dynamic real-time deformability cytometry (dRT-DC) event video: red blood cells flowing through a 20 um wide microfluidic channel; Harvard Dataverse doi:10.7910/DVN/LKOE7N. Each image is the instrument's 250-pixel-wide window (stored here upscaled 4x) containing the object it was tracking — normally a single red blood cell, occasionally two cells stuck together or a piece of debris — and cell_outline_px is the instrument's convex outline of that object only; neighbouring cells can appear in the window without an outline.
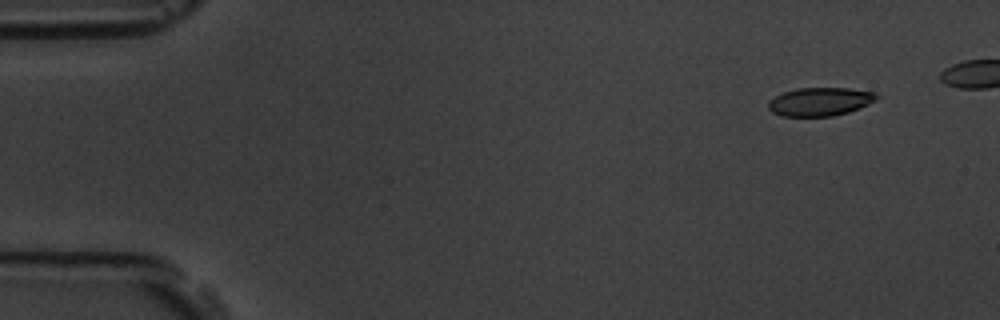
{"species": "common noctule bat (a hibernating species)", "species_latin": "Nyctalus noctula", "temperature_condition": "room temperature", "stored_images_in_passage": 7, "segment_of_instrument_passage": [1, 2], "camera_frame_rate_fps": 3000, "um_per_image_px": 0.085, "animal": {"sex": "male", "body_mass_g": 19.5, "forearm_length_mm": 54.6}, "frame": {"image": 1, "passage_image": 1, "time_ms": 0.0, "image_size_px": [1000, 320], "cell_outline_px": [[880, 96], [876, 100], [868, 104], [848, 112], [832, 116], [784, 116], [772, 112], [768, 108], [768, 100], [784, 92], [796, 88], [848, 88], [876, 92]], "centroid_in_image_um": [69.71, 8.63], "position_along_channel_um": 15.3, "area_um2": 17.92}}
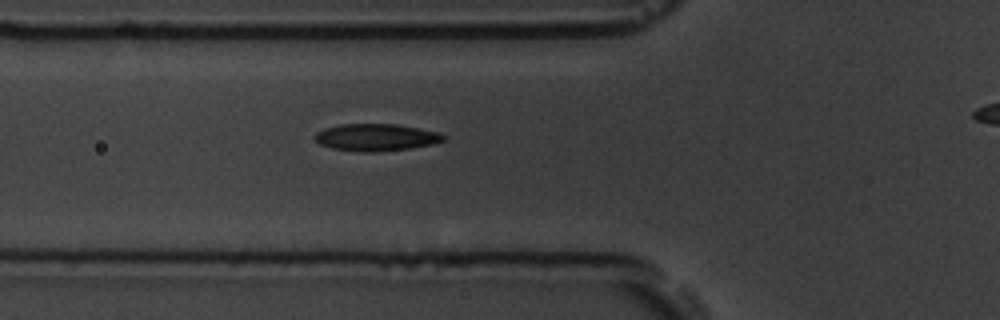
{"frame": {"image": 2, "passage_image": 6, "time_ms": 5.333, "image_size_px": [1000, 320], "cell_outline_px": [[448, 136], [444, 140], [436, 144], [412, 148], [372, 152], [364, 152], [332, 148], [320, 144], [312, 136], [316, 132], [324, 128], [340, 124], [396, 124], [436, 132]], "centroid_in_image_um": [31.96, 11.67], "position_along_channel_um": 93.8, "area_um2": 20.35}}